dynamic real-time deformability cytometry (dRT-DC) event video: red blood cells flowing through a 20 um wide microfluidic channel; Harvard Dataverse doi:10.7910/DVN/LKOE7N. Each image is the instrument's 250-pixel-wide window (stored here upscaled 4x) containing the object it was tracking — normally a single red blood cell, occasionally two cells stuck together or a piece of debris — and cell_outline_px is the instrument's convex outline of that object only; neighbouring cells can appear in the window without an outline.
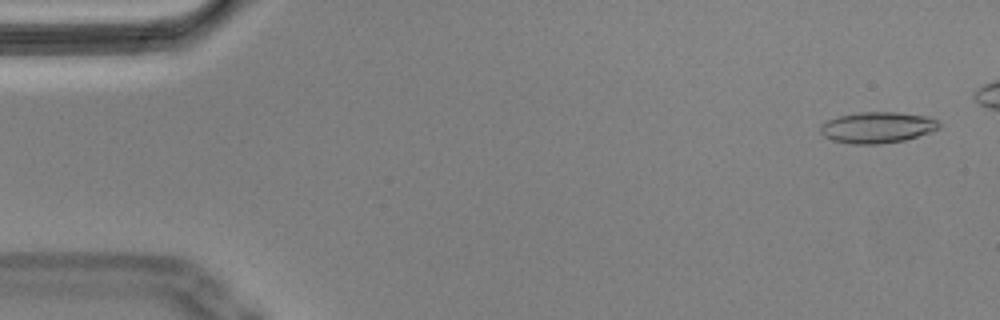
{"species": "Egyptian fruit bat (a non-hibernating species)", "species_latin": "Rousettus aegyptiacus", "temperature_condition": "cold", "stored_images_in_passage": 48, "camera_frame_rate_fps": 3000, "um_per_image_px": 0.085, "animal": {"sex": "male"}, "frame": {"image": 1, "passage_image": 2, "time_ms": 0.333, "image_size_px": [1000, 320], "cell_outline_px": [[940, 128], [932, 132], [904, 140], [880, 144], [852, 144], [832, 140], [824, 136], [820, 132], [820, 124], [828, 120], [840, 116], [860, 112], [900, 112], [928, 116], [936, 120], [940, 124]], "centroid_in_image_um": [74.59, 10.83], "position_along_channel_um": 10.4, "area_um2": 21.62}}
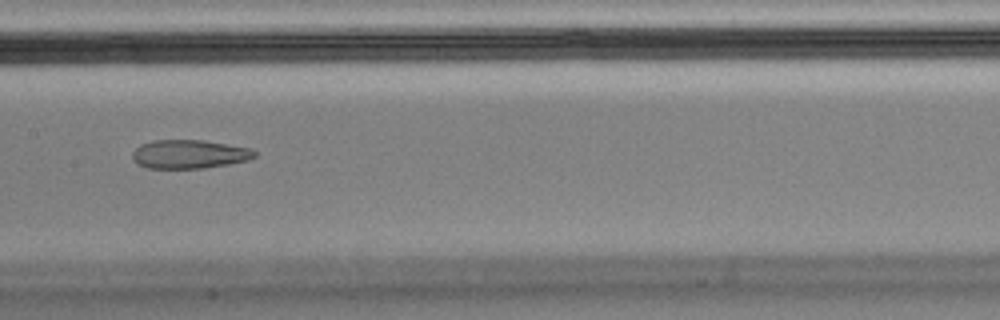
{"frame": {"image": 2, "passage_image": 27, "time_ms": 8.667, "image_size_px": [1000, 320], "cell_outline_px": [[256, 156], [248, 160], [228, 164], [204, 168], [148, 168], [136, 164], [132, 160], [132, 152], [140, 144], [152, 140], [204, 140], [252, 148], [256, 152]], "centroid_in_image_um": [16.07, 13.1], "position_along_channel_um": 191.3, "area_um2": 20.63}}
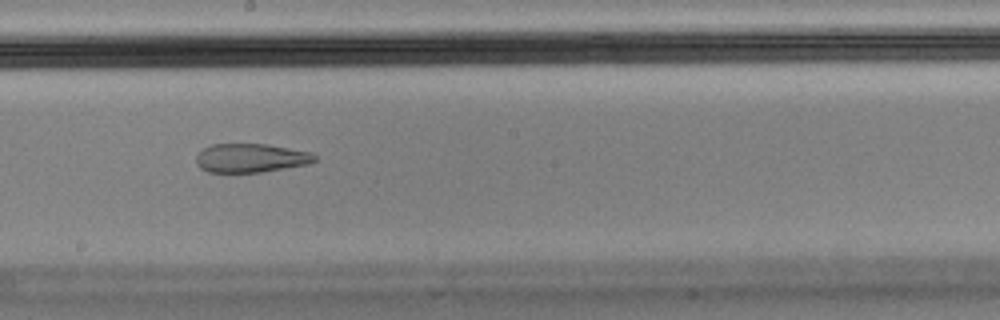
{"frame": {"image": 3, "passage_image": 30, "time_ms": 9.667, "image_size_px": [1000, 320], "cell_outline_px": [[316, 160], [308, 164], [260, 172], [208, 172], [200, 168], [196, 164], [196, 156], [204, 148], [212, 144], [268, 144], [312, 152], [316, 156]], "centroid_in_image_um": [21.32, 13.42], "position_along_channel_um": 226.9, "area_um2": 19.88}}